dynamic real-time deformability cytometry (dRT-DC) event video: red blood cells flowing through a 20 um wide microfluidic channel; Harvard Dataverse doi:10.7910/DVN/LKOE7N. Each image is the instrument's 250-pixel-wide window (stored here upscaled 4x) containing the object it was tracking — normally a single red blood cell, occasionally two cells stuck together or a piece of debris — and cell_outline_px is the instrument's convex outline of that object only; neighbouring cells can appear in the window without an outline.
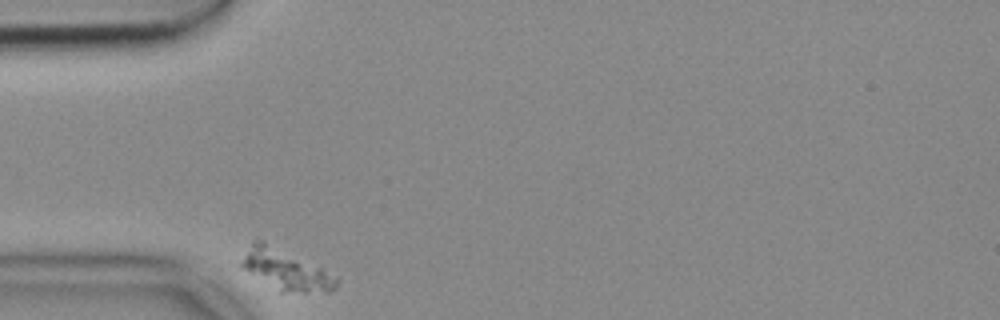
{"species": "common noctule bat (a hibernating species)", "species_latin": "Nyctalus noctula", "temperature_condition": "cold", "stored_images_in_passage": 34, "camera_frame_rate_fps": 3000, "um_per_image_px": 0.085, "animal": {"sex": "female", "body_mass_g": 18.4}, "frame": {"image": 1, "passage_image": 1, "time_ms": 0.0, "image_size_px": [1000, 320], "cell_outline_px": [[340, 280], [336, 288], [332, 292], [280, 292], [244, 268], [240, 264], [252, 240], [264, 240], [320, 268]], "centroid_in_image_um": [24.31, 22.94], "position_along_channel_um": 60.7, "area_um2": 21.79}}
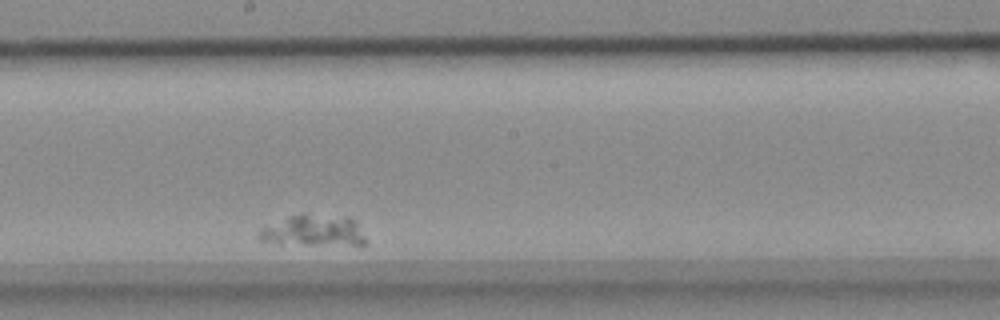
{"frame": {"image": 2, "passage_image": 19, "time_ms": 6.0, "image_size_px": [1000, 320], "cell_outline_px": [[368, 244], [364, 248], [360, 248], [280, 244], [260, 240], [256, 236], [260, 228], [288, 216], [304, 212], [348, 216], [356, 220]], "centroid_in_image_um": [26.75, 19.65], "position_along_channel_um": 221.4, "area_um2": 21.21}}
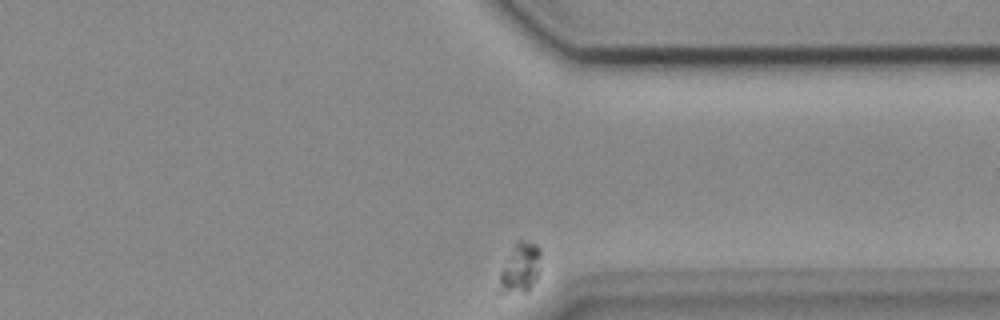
{"frame": {"image": 3, "passage_image": 34, "time_ms": 11.0, "image_size_px": [1000, 320], "cell_outline_px": [[540, 256], [536, 280], [524, 292], [496, 292], [500, 272], [516, 240], [524, 240], [536, 244], [540, 248]], "centroid_in_image_um": [44.18, 22.77], "position_along_channel_um": 367.2, "area_um2": 11.91}}